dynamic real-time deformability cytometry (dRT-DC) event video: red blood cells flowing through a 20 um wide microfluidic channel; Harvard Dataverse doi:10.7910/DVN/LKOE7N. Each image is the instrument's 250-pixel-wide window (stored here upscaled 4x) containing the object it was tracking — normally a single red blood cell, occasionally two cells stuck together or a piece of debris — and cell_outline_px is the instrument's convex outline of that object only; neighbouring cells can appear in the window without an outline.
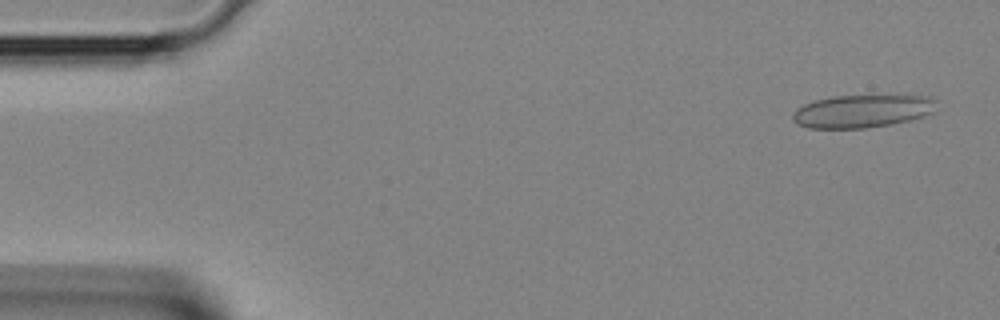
{"species": "Egyptian fruit bat (a non-hibernating species)", "species_latin": "Rousettus aegyptiacus", "temperature_condition": "room temperature", "stored_images_in_passage": 39, "camera_frame_rate_fps": 3000, "um_per_image_px": 0.085, "animal": {"sex": "female"}, "frame": {"image": 1, "passage_image": 2, "time_ms": 0.333, "image_size_px": [1000, 320], "cell_outline_px": [[936, 100], [932, 112], [924, 116], [892, 124], [864, 128], [808, 128], [796, 124], [792, 120], [792, 112], [796, 108], [804, 104], [816, 100], [832, 96], [928, 96]], "centroid_in_image_um": [73.22, 9.46], "position_along_channel_um": 11.8, "area_um2": 27.4}}
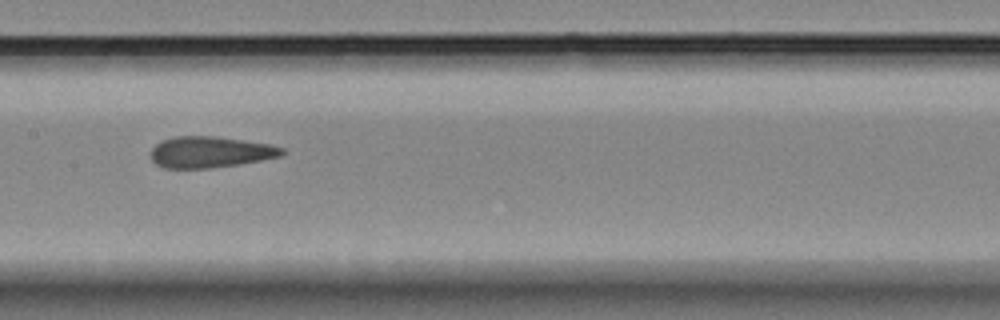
{"frame": {"image": 2, "passage_image": 19, "time_ms": 6.0, "image_size_px": [1000, 320], "cell_outline_px": [[288, 152], [280, 156], [260, 160], [236, 164], [208, 168], [164, 168], [156, 164], [152, 160], [152, 148], [160, 140], [176, 136], [212, 136], [244, 140], [272, 144], [284, 148]], "centroid_in_image_um": [17.88, 12.91], "position_along_channel_um": 189.5, "area_um2": 23.81}}
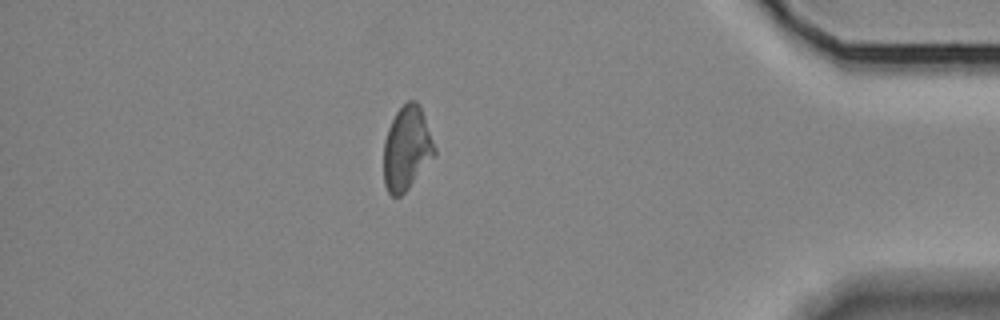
{"frame": {"image": 3, "passage_image": 34, "time_ms": 11.0, "image_size_px": [1000, 320], "cell_outline_px": [[436, 152], [408, 188], [400, 196], [392, 196], [388, 192], [384, 184], [384, 140], [388, 128], [396, 112], [408, 100], [416, 100], [420, 104], [436, 148]], "centroid_in_image_um": [34.56, 12.58], "position_along_channel_um": 400.6, "area_um2": 24.57}}